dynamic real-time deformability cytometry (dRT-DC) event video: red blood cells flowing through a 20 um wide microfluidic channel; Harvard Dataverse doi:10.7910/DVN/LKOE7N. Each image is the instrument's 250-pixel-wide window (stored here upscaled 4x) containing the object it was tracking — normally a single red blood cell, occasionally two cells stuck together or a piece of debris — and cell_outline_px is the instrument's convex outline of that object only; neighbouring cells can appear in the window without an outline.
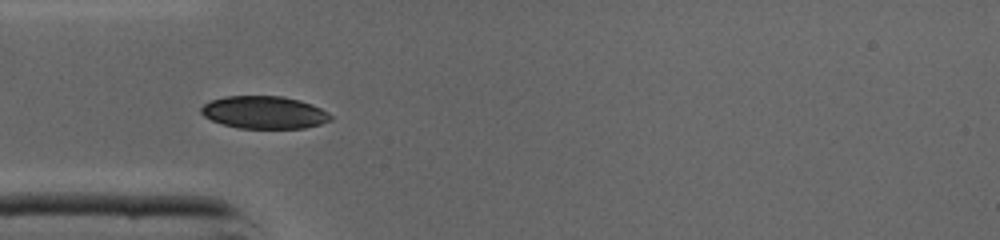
{"species": "common noctule bat (a hibernating species)", "species_latin": "Nyctalus noctula", "temperature_condition": "cold", "stored_images_in_passage": 16, "camera_frame_rate_fps": 3000, "um_per_image_px": 0.085, "animal": {"sex": "male", "body_mass_g": 19.0, "forearm_length_mm": 50.8}, "frame": {"image": 1, "passage_image": 7, "time_ms": 2.0, "image_size_px": [1000, 240], "cell_outline_px": [[332, 120], [320, 124], [304, 128], [240, 128], [224, 124], [212, 120], [204, 116], [200, 112], [200, 108], [204, 104], [212, 100], [224, 96], [280, 96], [300, 100], [312, 104], [328, 112], [332, 116]], "centroid_in_image_um": [22.47, 9.55], "position_along_channel_um": 62.5, "area_um2": 24.51}}